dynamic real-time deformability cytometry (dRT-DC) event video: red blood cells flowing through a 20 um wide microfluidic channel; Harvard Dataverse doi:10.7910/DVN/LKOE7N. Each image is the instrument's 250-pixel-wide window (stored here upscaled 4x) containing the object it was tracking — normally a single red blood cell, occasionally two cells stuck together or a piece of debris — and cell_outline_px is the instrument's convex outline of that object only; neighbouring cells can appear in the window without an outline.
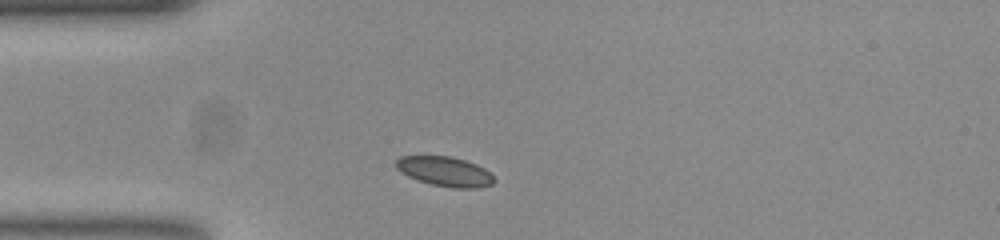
{"species": "common noctule bat (a hibernating species)", "species_latin": "Nyctalus noctula", "temperature_condition": "room temperature", "stored_images_in_passage": 41, "camera_frame_rate_fps": 3000, "um_per_image_px": 0.085, "animal": {"sex": "female", "body_mass_g": 23.0, "forearm_length_mm": 53.4}, "frame": {"image": 1, "passage_image": 1, "time_ms": 0.0, "image_size_px": [1000, 240], "cell_outline_px": [[496, 180], [492, 184], [476, 188], [452, 188], [432, 184], [408, 176], [400, 172], [396, 168], [396, 160], [400, 156], [452, 156], [476, 164], [484, 168]], "centroid_in_image_um": [37.81, 14.57], "position_along_channel_um": 47.2, "area_um2": 16.82}}
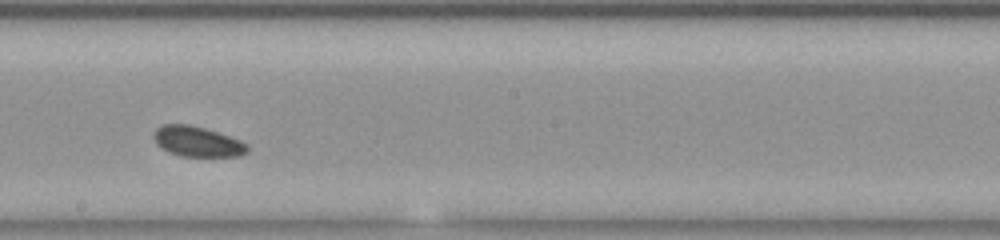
{"frame": {"image": 2, "passage_image": 17, "time_ms": 5.333, "image_size_px": [1000, 240], "cell_outline_px": [[248, 152], [240, 156], [180, 156], [168, 152], [160, 148], [156, 144], [152, 136], [152, 132], [160, 124], [188, 124], [204, 128], [240, 140], [248, 144]], "centroid_in_image_um": [16.72, 12.03], "position_along_channel_um": 231.5, "area_um2": 16.7}}
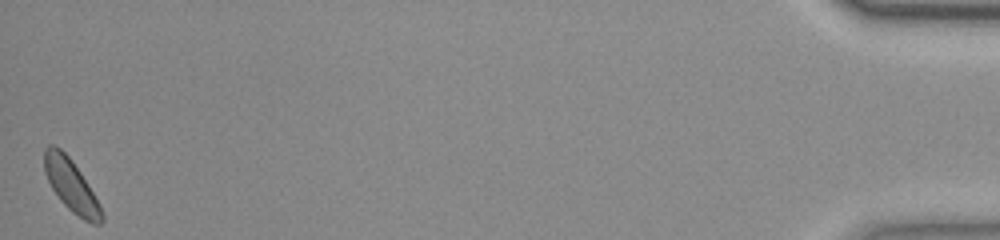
{"frame": {"image": 3, "passage_image": 41, "time_ms": 13.333, "image_size_px": [1000, 240], "cell_outline_px": [[104, 220], [100, 224], [92, 224], [84, 220], [72, 212], [60, 200], [52, 188], [44, 172], [44, 148], [48, 144], [52, 144], [60, 148], [72, 160], [80, 172], [100, 204], [104, 216]], "centroid_in_image_um": [6.05, 15.77], "position_along_channel_um": 429.2, "area_um2": 17.4}, "authors_computed_cell_mechanics": {"area_um2": 17.051, "velocity_mm_per_s": 3.7155, "shape_relaxation_time_tau1_ms": null, "shape_relaxation_time_tau2_ms": 4.4756, "deformation_change_tau1": null, "deformation_change_tau2": 0.0807}}